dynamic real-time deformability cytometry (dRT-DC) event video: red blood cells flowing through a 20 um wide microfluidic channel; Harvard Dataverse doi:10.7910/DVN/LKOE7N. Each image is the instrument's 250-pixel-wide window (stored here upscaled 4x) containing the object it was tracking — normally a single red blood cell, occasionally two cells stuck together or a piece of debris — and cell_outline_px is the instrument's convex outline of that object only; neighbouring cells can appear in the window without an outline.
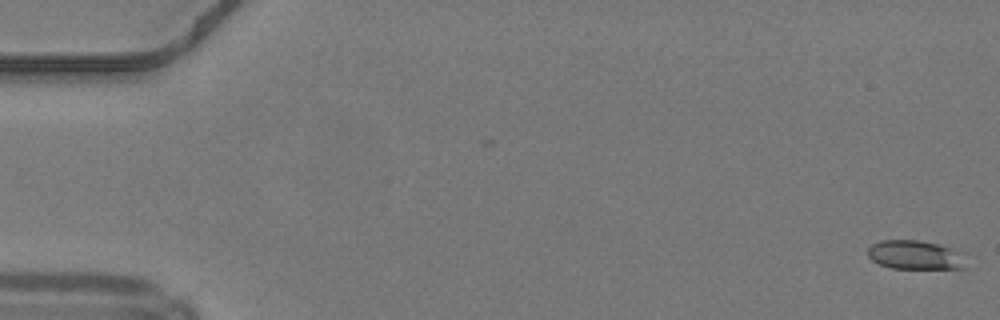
{"species": "common noctule bat (a hibernating species)", "species_latin": "Nyctalus noctula", "temperature_condition": "warm", "stored_images_in_passage": 5, "camera_frame_rate_fps": 3000, "um_per_image_px": 0.085, "animal": {"sex": "male", "body_mass_g": 19.2, "forearm_length_mm": 51.8}, "frame": {"image": 1, "passage_image": 5, "time_ms": 1.333, "image_size_px": [1000, 320], "cell_outline_px": [[968, 268], [892, 268], [880, 264], [872, 260], [868, 256], [868, 248], [872, 244], [880, 240], [920, 240], [940, 244], [952, 248], [960, 252]], "centroid_in_image_um": [77.79, 21.66], "position_along_channel_um": 7.2, "area_um2": 16.59}}